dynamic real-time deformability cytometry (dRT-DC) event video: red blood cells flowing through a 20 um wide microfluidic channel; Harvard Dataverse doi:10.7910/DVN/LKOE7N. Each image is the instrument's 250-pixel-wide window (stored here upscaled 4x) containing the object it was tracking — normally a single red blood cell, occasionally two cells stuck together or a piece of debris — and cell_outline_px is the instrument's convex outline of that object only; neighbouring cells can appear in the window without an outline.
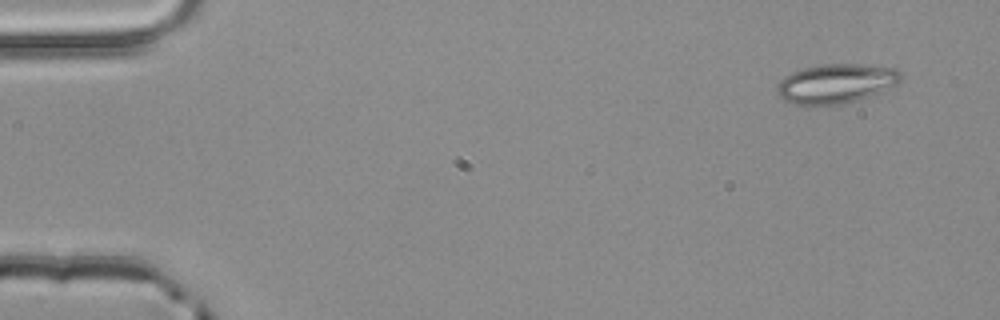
{"species": "common noctule bat (a hibernating species)", "species_latin": "Nyctalus noctula", "temperature_condition": "room temperature", "stored_images_in_passage": 4, "camera_frame_rate_fps": 3000, "um_per_image_px": 0.085, "animal": {"sex": "male", "body_mass_g": 20.4}, "frame": {"image": 1, "passage_image": 1, "time_ms": 0.0, "image_size_px": [1000, 320], "cell_outline_px": [[904, 76], [900, 84], [880, 92], [856, 100], [840, 104], [796, 104], [784, 100], [776, 92], [776, 88], [780, 80], [784, 76], [792, 72], [804, 68], [824, 64], [864, 64], [896, 68]], "centroid_in_image_um": [71.11, 7.08], "position_along_channel_um": 13.9, "area_um2": 28.44}}
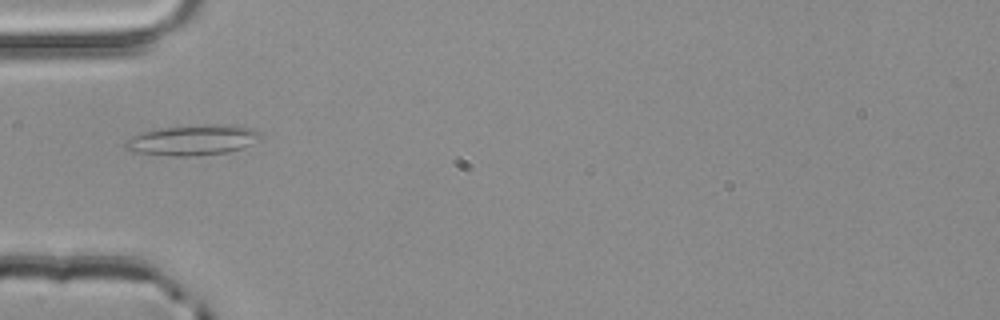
{"frame": {"image": 2, "passage_image": 4, "time_ms": 1.0, "image_size_px": [1000, 320], "cell_outline_px": [[264, 136], [252, 144], [244, 148], [228, 152], [192, 156], [168, 156], [132, 152], [124, 148], [124, 140], [132, 136], [144, 132], [160, 128], [204, 124], [228, 124], [252, 128], [264, 132]], "centroid_in_image_um": [16.42, 11.9], "position_along_channel_um": 68.6, "area_um2": 24.45}}